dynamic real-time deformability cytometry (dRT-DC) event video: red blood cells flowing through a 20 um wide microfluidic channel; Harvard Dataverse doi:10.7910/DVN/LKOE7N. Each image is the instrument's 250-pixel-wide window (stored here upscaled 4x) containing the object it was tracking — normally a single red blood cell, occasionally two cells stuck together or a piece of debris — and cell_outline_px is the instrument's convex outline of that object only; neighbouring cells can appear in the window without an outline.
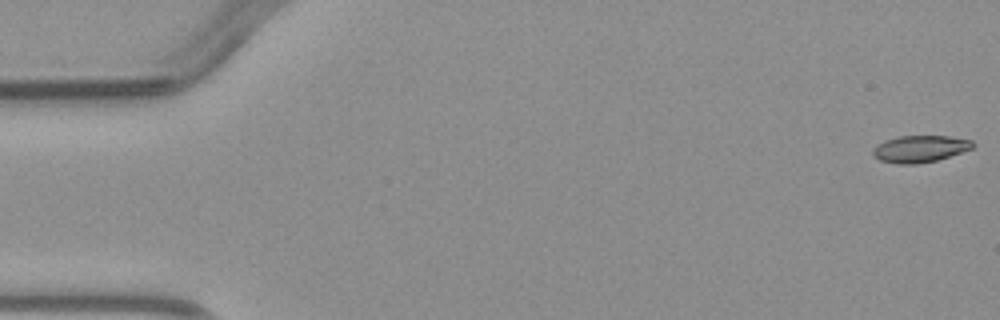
{"species": "common noctule bat (a hibernating species)", "species_latin": "Nyctalus noctula", "temperature_condition": "warm", "stored_images_in_passage": 6, "camera_frame_rate_fps": 3000, "um_per_image_px": 0.085, "animal": {"sex": "male", "body_mass_g": 23.1, "forearm_length_mm": 52.7}, "frame": {"image": 1, "passage_image": 1, "time_ms": 0.0, "image_size_px": [1000, 320], "cell_outline_px": [[976, 144], [972, 148], [936, 160], [916, 164], [900, 164], [880, 160], [872, 156], [872, 148], [876, 144], [884, 140], [900, 136], [948, 136], [972, 140]], "centroid_in_image_um": [78.15, 12.64], "position_along_channel_um": 6.9, "area_um2": 15.61}}
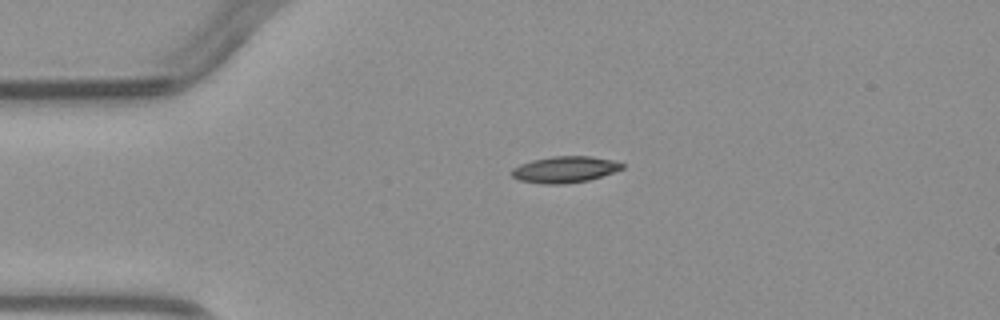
{"frame": {"image": 2, "passage_image": 4, "time_ms": 3.333, "image_size_px": [1000, 320], "cell_outline_px": [[624, 168], [588, 180], [564, 184], [544, 184], [520, 180], [512, 176], [508, 172], [512, 168], [520, 164], [532, 160], [552, 156], [592, 156], [612, 160], [624, 164]], "centroid_in_image_um": [47.96, 14.4], "position_along_channel_um": 37.0, "area_um2": 16.94}}
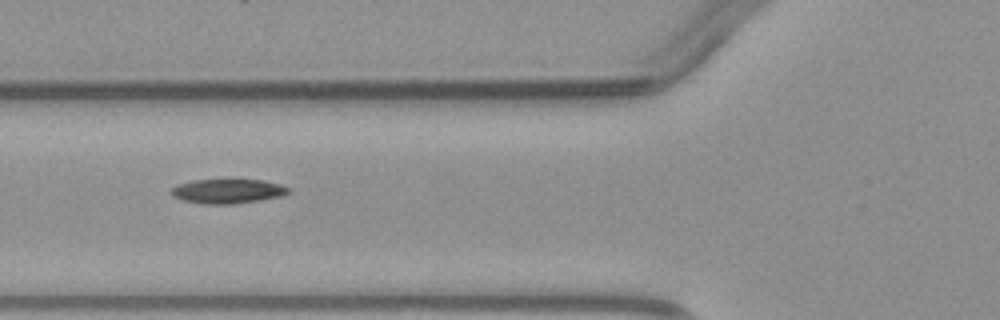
{"frame": {"image": 3, "passage_image": 6, "time_ms": 5.667, "image_size_px": [1000, 320], "cell_outline_px": [[292, 188], [288, 192], [280, 196], [260, 200], [232, 204], [204, 204], [184, 200], [172, 196], [172, 188], [180, 184], [196, 180], [260, 180], [280, 184]], "centroid_in_image_um": [19.38, 16.26], "position_along_channel_um": 106.4, "area_um2": 16.36}}